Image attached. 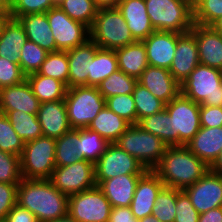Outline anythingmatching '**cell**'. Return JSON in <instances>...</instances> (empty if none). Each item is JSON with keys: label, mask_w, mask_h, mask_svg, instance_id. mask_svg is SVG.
Listing matches in <instances>:
<instances>
[{"label": "cell", "mask_w": 222, "mask_h": 222, "mask_svg": "<svg viewBox=\"0 0 222 222\" xmlns=\"http://www.w3.org/2000/svg\"><path fill=\"white\" fill-rule=\"evenodd\" d=\"M137 82L165 104H168L181 93V85L166 68L148 66L141 73Z\"/></svg>", "instance_id": "17"}, {"label": "cell", "mask_w": 222, "mask_h": 222, "mask_svg": "<svg viewBox=\"0 0 222 222\" xmlns=\"http://www.w3.org/2000/svg\"><path fill=\"white\" fill-rule=\"evenodd\" d=\"M27 40V35L20 22L10 18L0 36V57L19 64L21 48Z\"/></svg>", "instance_id": "27"}, {"label": "cell", "mask_w": 222, "mask_h": 222, "mask_svg": "<svg viewBox=\"0 0 222 222\" xmlns=\"http://www.w3.org/2000/svg\"><path fill=\"white\" fill-rule=\"evenodd\" d=\"M177 189L164 186L156 197L152 215L160 222H174Z\"/></svg>", "instance_id": "40"}, {"label": "cell", "mask_w": 222, "mask_h": 222, "mask_svg": "<svg viewBox=\"0 0 222 222\" xmlns=\"http://www.w3.org/2000/svg\"><path fill=\"white\" fill-rule=\"evenodd\" d=\"M153 28L157 31L187 33L192 29L193 3L190 0H144Z\"/></svg>", "instance_id": "3"}, {"label": "cell", "mask_w": 222, "mask_h": 222, "mask_svg": "<svg viewBox=\"0 0 222 222\" xmlns=\"http://www.w3.org/2000/svg\"><path fill=\"white\" fill-rule=\"evenodd\" d=\"M115 52L119 70L136 79L149 66L146 49L142 41H136L123 48L116 49Z\"/></svg>", "instance_id": "28"}, {"label": "cell", "mask_w": 222, "mask_h": 222, "mask_svg": "<svg viewBox=\"0 0 222 222\" xmlns=\"http://www.w3.org/2000/svg\"><path fill=\"white\" fill-rule=\"evenodd\" d=\"M180 85L181 94L195 103L222 107V70L198 64Z\"/></svg>", "instance_id": "5"}, {"label": "cell", "mask_w": 222, "mask_h": 222, "mask_svg": "<svg viewBox=\"0 0 222 222\" xmlns=\"http://www.w3.org/2000/svg\"><path fill=\"white\" fill-rule=\"evenodd\" d=\"M165 109L172 120L174 146H185L201 127L200 104L180 93Z\"/></svg>", "instance_id": "9"}, {"label": "cell", "mask_w": 222, "mask_h": 222, "mask_svg": "<svg viewBox=\"0 0 222 222\" xmlns=\"http://www.w3.org/2000/svg\"><path fill=\"white\" fill-rule=\"evenodd\" d=\"M139 222H160V221L153 215H150L140 219Z\"/></svg>", "instance_id": "60"}, {"label": "cell", "mask_w": 222, "mask_h": 222, "mask_svg": "<svg viewBox=\"0 0 222 222\" xmlns=\"http://www.w3.org/2000/svg\"><path fill=\"white\" fill-rule=\"evenodd\" d=\"M174 222H198L199 212L194 208L188 195L177 189V201Z\"/></svg>", "instance_id": "48"}, {"label": "cell", "mask_w": 222, "mask_h": 222, "mask_svg": "<svg viewBox=\"0 0 222 222\" xmlns=\"http://www.w3.org/2000/svg\"><path fill=\"white\" fill-rule=\"evenodd\" d=\"M89 39L99 48L116 50L136 42L118 8L98 9L89 28Z\"/></svg>", "instance_id": "4"}, {"label": "cell", "mask_w": 222, "mask_h": 222, "mask_svg": "<svg viewBox=\"0 0 222 222\" xmlns=\"http://www.w3.org/2000/svg\"><path fill=\"white\" fill-rule=\"evenodd\" d=\"M77 129H71L56 139L55 164L69 166L81 160L77 149Z\"/></svg>", "instance_id": "35"}, {"label": "cell", "mask_w": 222, "mask_h": 222, "mask_svg": "<svg viewBox=\"0 0 222 222\" xmlns=\"http://www.w3.org/2000/svg\"><path fill=\"white\" fill-rule=\"evenodd\" d=\"M6 219L8 222H39L33 213L17 203L8 212Z\"/></svg>", "instance_id": "51"}, {"label": "cell", "mask_w": 222, "mask_h": 222, "mask_svg": "<svg viewBox=\"0 0 222 222\" xmlns=\"http://www.w3.org/2000/svg\"><path fill=\"white\" fill-rule=\"evenodd\" d=\"M17 204L33 213L39 222H47L68 213L69 196L49 179L22 178L17 187Z\"/></svg>", "instance_id": "1"}, {"label": "cell", "mask_w": 222, "mask_h": 222, "mask_svg": "<svg viewBox=\"0 0 222 222\" xmlns=\"http://www.w3.org/2000/svg\"><path fill=\"white\" fill-rule=\"evenodd\" d=\"M212 27H213L216 31L222 33V17L219 18V19L212 25Z\"/></svg>", "instance_id": "59"}, {"label": "cell", "mask_w": 222, "mask_h": 222, "mask_svg": "<svg viewBox=\"0 0 222 222\" xmlns=\"http://www.w3.org/2000/svg\"><path fill=\"white\" fill-rule=\"evenodd\" d=\"M47 222H77V221L67 213L65 216Z\"/></svg>", "instance_id": "58"}, {"label": "cell", "mask_w": 222, "mask_h": 222, "mask_svg": "<svg viewBox=\"0 0 222 222\" xmlns=\"http://www.w3.org/2000/svg\"><path fill=\"white\" fill-rule=\"evenodd\" d=\"M222 17V0H195L193 2L194 24L212 26Z\"/></svg>", "instance_id": "42"}, {"label": "cell", "mask_w": 222, "mask_h": 222, "mask_svg": "<svg viewBox=\"0 0 222 222\" xmlns=\"http://www.w3.org/2000/svg\"><path fill=\"white\" fill-rule=\"evenodd\" d=\"M198 222H222V207L200 214Z\"/></svg>", "instance_id": "53"}, {"label": "cell", "mask_w": 222, "mask_h": 222, "mask_svg": "<svg viewBox=\"0 0 222 222\" xmlns=\"http://www.w3.org/2000/svg\"><path fill=\"white\" fill-rule=\"evenodd\" d=\"M38 73L58 79L68 87L69 63L67 52L59 50L48 53Z\"/></svg>", "instance_id": "39"}, {"label": "cell", "mask_w": 222, "mask_h": 222, "mask_svg": "<svg viewBox=\"0 0 222 222\" xmlns=\"http://www.w3.org/2000/svg\"><path fill=\"white\" fill-rule=\"evenodd\" d=\"M106 106L130 124H137V112L132 94H120L106 99Z\"/></svg>", "instance_id": "44"}, {"label": "cell", "mask_w": 222, "mask_h": 222, "mask_svg": "<svg viewBox=\"0 0 222 222\" xmlns=\"http://www.w3.org/2000/svg\"><path fill=\"white\" fill-rule=\"evenodd\" d=\"M131 124L105 106L87 127L109 143H115Z\"/></svg>", "instance_id": "29"}, {"label": "cell", "mask_w": 222, "mask_h": 222, "mask_svg": "<svg viewBox=\"0 0 222 222\" xmlns=\"http://www.w3.org/2000/svg\"><path fill=\"white\" fill-rule=\"evenodd\" d=\"M144 174H125L102 181L98 187L112 207H130L138 180Z\"/></svg>", "instance_id": "25"}, {"label": "cell", "mask_w": 222, "mask_h": 222, "mask_svg": "<svg viewBox=\"0 0 222 222\" xmlns=\"http://www.w3.org/2000/svg\"><path fill=\"white\" fill-rule=\"evenodd\" d=\"M49 52L27 40L21 48L19 65L26 76L37 73Z\"/></svg>", "instance_id": "41"}, {"label": "cell", "mask_w": 222, "mask_h": 222, "mask_svg": "<svg viewBox=\"0 0 222 222\" xmlns=\"http://www.w3.org/2000/svg\"><path fill=\"white\" fill-rule=\"evenodd\" d=\"M98 9L101 8H117L120 0H94Z\"/></svg>", "instance_id": "54"}, {"label": "cell", "mask_w": 222, "mask_h": 222, "mask_svg": "<svg viewBox=\"0 0 222 222\" xmlns=\"http://www.w3.org/2000/svg\"><path fill=\"white\" fill-rule=\"evenodd\" d=\"M23 26L27 39L33 41L47 52H56L53 37L46 13L27 14L17 18Z\"/></svg>", "instance_id": "26"}, {"label": "cell", "mask_w": 222, "mask_h": 222, "mask_svg": "<svg viewBox=\"0 0 222 222\" xmlns=\"http://www.w3.org/2000/svg\"><path fill=\"white\" fill-rule=\"evenodd\" d=\"M40 104L27 80L18 85L0 88V112L3 114L19 110L37 115Z\"/></svg>", "instance_id": "20"}, {"label": "cell", "mask_w": 222, "mask_h": 222, "mask_svg": "<svg viewBox=\"0 0 222 222\" xmlns=\"http://www.w3.org/2000/svg\"><path fill=\"white\" fill-rule=\"evenodd\" d=\"M17 187L18 184L0 183V219H6L17 203Z\"/></svg>", "instance_id": "49"}, {"label": "cell", "mask_w": 222, "mask_h": 222, "mask_svg": "<svg viewBox=\"0 0 222 222\" xmlns=\"http://www.w3.org/2000/svg\"><path fill=\"white\" fill-rule=\"evenodd\" d=\"M26 80L40 103L63 100L68 90L65 83L38 72L26 76Z\"/></svg>", "instance_id": "30"}, {"label": "cell", "mask_w": 222, "mask_h": 222, "mask_svg": "<svg viewBox=\"0 0 222 222\" xmlns=\"http://www.w3.org/2000/svg\"><path fill=\"white\" fill-rule=\"evenodd\" d=\"M185 146L211 167L222 151V127H200Z\"/></svg>", "instance_id": "23"}, {"label": "cell", "mask_w": 222, "mask_h": 222, "mask_svg": "<svg viewBox=\"0 0 222 222\" xmlns=\"http://www.w3.org/2000/svg\"><path fill=\"white\" fill-rule=\"evenodd\" d=\"M11 18L10 13H1L0 12V36L2 34L3 28L6 22Z\"/></svg>", "instance_id": "57"}, {"label": "cell", "mask_w": 222, "mask_h": 222, "mask_svg": "<svg viewBox=\"0 0 222 222\" xmlns=\"http://www.w3.org/2000/svg\"><path fill=\"white\" fill-rule=\"evenodd\" d=\"M117 70L119 68L115 50L99 48L94 57L90 59L88 86L97 87Z\"/></svg>", "instance_id": "31"}, {"label": "cell", "mask_w": 222, "mask_h": 222, "mask_svg": "<svg viewBox=\"0 0 222 222\" xmlns=\"http://www.w3.org/2000/svg\"><path fill=\"white\" fill-rule=\"evenodd\" d=\"M98 49V45L88 39L84 44L66 50L69 63L68 88L88 86L90 59Z\"/></svg>", "instance_id": "21"}, {"label": "cell", "mask_w": 222, "mask_h": 222, "mask_svg": "<svg viewBox=\"0 0 222 222\" xmlns=\"http://www.w3.org/2000/svg\"><path fill=\"white\" fill-rule=\"evenodd\" d=\"M56 139L40 136L24 144L20 156L21 176L24 179H50L55 164Z\"/></svg>", "instance_id": "8"}, {"label": "cell", "mask_w": 222, "mask_h": 222, "mask_svg": "<svg viewBox=\"0 0 222 222\" xmlns=\"http://www.w3.org/2000/svg\"><path fill=\"white\" fill-rule=\"evenodd\" d=\"M178 33L155 30L144 43L149 66L169 69L172 65Z\"/></svg>", "instance_id": "16"}, {"label": "cell", "mask_w": 222, "mask_h": 222, "mask_svg": "<svg viewBox=\"0 0 222 222\" xmlns=\"http://www.w3.org/2000/svg\"><path fill=\"white\" fill-rule=\"evenodd\" d=\"M190 31L195 35L200 64L222 70V33L197 24Z\"/></svg>", "instance_id": "18"}, {"label": "cell", "mask_w": 222, "mask_h": 222, "mask_svg": "<svg viewBox=\"0 0 222 222\" xmlns=\"http://www.w3.org/2000/svg\"><path fill=\"white\" fill-rule=\"evenodd\" d=\"M54 3L57 5L59 2H61L62 0H53Z\"/></svg>", "instance_id": "61"}, {"label": "cell", "mask_w": 222, "mask_h": 222, "mask_svg": "<svg viewBox=\"0 0 222 222\" xmlns=\"http://www.w3.org/2000/svg\"><path fill=\"white\" fill-rule=\"evenodd\" d=\"M37 118L43 135L50 138L57 139L72 129L64 99L41 103Z\"/></svg>", "instance_id": "22"}, {"label": "cell", "mask_w": 222, "mask_h": 222, "mask_svg": "<svg viewBox=\"0 0 222 222\" xmlns=\"http://www.w3.org/2000/svg\"><path fill=\"white\" fill-rule=\"evenodd\" d=\"M49 180L67 196L91 189L96 186L94 163L81 159L69 166H56Z\"/></svg>", "instance_id": "12"}, {"label": "cell", "mask_w": 222, "mask_h": 222, "mask_svg": "<svg viewBox=\"0 0 222 222\" xmlns=\"http://www.w3.org/2000/svg\"><path fill=\"white\" fill-rule=\"evenodd\" d=\"M164 183L152 171L148 170L139 180L134 192L130 209L136 219L152 215L156 197Z\"/></svg>", "instance_id": "19"}, {"label": "cell", "mask_w": 222, "mask_h": 222, "mask_svg": "<svg viewBox=\"0 0 222 222\" xmlns=\"http://www.w3.org/2000/svg\"><path fill=\"white\" fill-rule=\"evenodd\" d=\"M55 38L56 51H66L84 44L89 39V28L81 22L72 20L58 6L46 12Z\"/></svg>", "instance_id": "13"}, {"label": "cell", "mask_w": 222, "mask_h": 222, "mask_svg": "<svg viewBox=\"0 0 222 222\" xmlns=\"http://www.w3.org/2000/svg\"><path fill=\"white\" fill-rule=\"evenodd\" d=\"M132 96L137 112V123L142 118L158 113L165 108L163 101L156 98L147 88L138 82L134 86Z\"/></svg>", "instance_id": "38"}, {"label": "cell", "mask_w": 222, "mask_h": 222, "mask_svg": "<svg viewBox=\"0 0 222 222\" xmlns=\"http://www.w3.org/2000/svg\"><path fill=\"white\" fill-rule=\"evenodd\" d=\"M183 191L199 214L222 207V175L210 169L197 182Z\"/></svg>", "instance_id": "14"}, {"label": "cell", "mask_w": 222, "mask_h": 222, "mask_svg": "<svg viewBox=\"0 0 222 222\" xmlns=\"http://www.w3.org/2000/svg\"><path fill=\"white\" fill-rule=\"evenodd\" d=\"M109 144L106 139L95 131L88 128L77 129L76 145L81 159L91 161L95 164Z\"/></svg>", "instance_id": "32"}, {"label": "cell", "mask_w": 222, "mask_h": 222, "mask_svg": "<svg viewBox=\"0 0 222 222\" xmlns=\"http://www.w3.org/2000/svg\"><path fill=\"white\" fill-rule=\"evenodd\" d=\"M115 143L146 170H153L158 165L168 147L158 136L144 131L138 124H131Z\"/></svg>", "instance_id": "6"}, {"label": "cell", "mask_w": 222, "mask_h": 222, "mask_svg": "<svg viewBox=\"0 0 222 222\" xmlns=\"http://www.w3.org/2000/svg\"><path fill=\"white\" fill-rule=\"evenodd\" d=\"M209 169L186 146H168L152 171L166 187L183 190L197 182Z\"/></svg>", "instance_id": "2"}, {"label": "cell", "mask_w": 222, "mask_h": 222, "mask_svg": "<svg viewBox=\"0 0 222 222\" xmlns=\"http://www.w3.org/2000/svg\"><path fill=\"white\" fill-rule=\"evenodd\" d=\"M95 183L125 174H145L148 170L132 155L116 143H110L99 160L94 164Z\"/></svg>", "instance_id": "11"}, {"label": "cell", "mask_w": 222, "mask_h": 222, "mask_svg": "<svg viewBox=\"0 0 222 222\" xmlns=\"http://www.w3.org/2000/svg\"><path fill=\"white\" fill-rule=\"evenodd\" d=\"M201 127H222V107L200 105Z\"/></svg>", "instance_id": "50"}, {"label": "cell", "mask_w": 222, "mask_h": 222, "mask_svg": "<svg viewBox=\"0 0 222 222\" xmlns=\"http://www.w3.org/2000/svg\"><path fill=\"white\" fill-rule=\"evenodd\" d=\"M0 222H8L7 219H0Z\"/></svg>", "instance_id": "62"}, {"label": "cell", "mask_w": 222, "mask_h": 222, "mask_svg": "<svg viewBox=\"0 0 222 222\" xmlns=\"http://www.w3.org/2000/svg\"><path fill=\"white\" fill-rule=\"evenodd\" d=\"M136 83L137 79L135 77L117 70L102 81L97 88L102 96L107 99L115 95L132 94Z\"/></svg>", "instance_id": "37"}, {"label": "cell", "mask_w": 222, "mask_h": 222, "mask_svg": "<svg viewBox=\"0 0 222 222\" xmlns=\"http://www.w3.org/2000/svg\"><path fill=\"white\" fill-rule=\"evenodd\" d=\"M11 2L9 0H0V12L1 13H10Z\"/></svg>", "instance_id": "56"}, {"label": "cell", "mask_w": 222, "mask_h": 222, "mask_svg": "<svg viewBox=\"0 0 222 222\" xmlns=\"http://www.w3.org/2000/svg\"><path fill=\"white\" fill-rule=\"evenodd\" d=\"M20 157L0 150V183L19 184Z\"/></svg>", "instance_id": "45"}, {"label": "cell", "mask_w": 222, "mask_h": 222, "mask_svg": "<svg viewBox=\"0 0 222 222\" xmlns=\"http://www.w3.org/2000/svg\"><path fill=\"white\" fill-rule=\"evenodd\" d=\"M26 80V75L18 63L0 57V88L18 85Z\"/></svg>", "instance_id": "47"}, {"label": "cell", "mask_w": 222, "mask_h": 222, "mask_svg": "<svg viewBox=\"0 0 222 222\" xmlns=\"http://www.w3.org/2000/svg\"><path fill=\"white\" fill-rule=\"evenodd\" d=\"M136 41H143L155 31L144 0H120L117 6Z\"/></svg>", "instance_id": "24"}, {"label": "cell", "mask_w": 222, "mask_h": 222, "mask_svg": "<svg viewBox=\"0 0 222 222\" xmlns=\"http://www.w3.org/2000/svg\"><path fill=\"white\" fill-rule=\"evenodd\" d=\"M64 100L72 129L87 128L106 106V99L97 87L92 86L68 88Z\"/></svg>", "instance_id": "7"}, {"label": "cell", "mask_w": 222, "mask_h": 222, "mask_svg": "<svg viewBox=\"0 0 222 222\" xmlns=\"http://www.w3.org/2000/svg\"><path fill=\"white\" fill-rule=\"evenodd\" d=\"M137 124L144 131L158 136L166 145L174 146L172 120L165 108L158 113L142 118Z\"/></svg>", "instance_id": "34"}, {"label": "cell", "mask_w": 222, "mask_h": 222, "mask_svg": "<svg viewBox=\"0 0 222 222\" xmlns=\"http://www.w3.org/2000/svg\"><path fill=\"white\" fill-rule=\"evenodd\" d=\"M108 222H139L130 207H112Z\"/></svg>", "instance_id": "52"}, {"label": "cell", "mask_w": 222, "mask_h": 222, "mask_svg": "<svg viewBox=\"0 0 222 222\" xmlns=\"http://www.w3.org/2000/svg\"><path fill=\"white\" fill-rule=\"evenodd\" d=\"M56 6L53 0H12L10 16L17 19L27 14L46 13Z\"/></svg>", "instance_id": "46"}, {"label": "cell", "mask_w": 222, "mask_h": 222, "mask_svg": "<svg viewBox=\"0 0 222 222\" xmlns=\"http://www.w3.org/2000/svg\"><path fill=\"white\" fill-rule=\"evenodd\" d=\"M200 64L195 35L189 31L178 33L174 59L169 71L174 79L181 84Z\"/></svg>", "instance_id": "15"}, {"label": "cell", "mask_w": 222, "mask_h": 222, "mask_svg": "<svg viewBox=\"0 0 222 222\" xmlns=\"http://www.w3.org/2000/svg\"><path fill=\"white\" fill-rule=\"evenodd\" d=\"M111 209L98 186L69 196L68 214L77 222H108Z\"/></svg>", "instance_id": "10"}, {"label": "cell", "mask_w": 222, "mask_h": 222, "mask_svg": "<svg viewBox=\"0 0 222 222\" xmlns=\"http://www.w3.org/2000/svg\"><path fill=\"white\" fill-rule=\"evenodd\" d=\"M210 170L213 171L214 173L222 175V151L220 152L216 161L210 167Z\"/></svg>", "instance_id": "55"}, {"label": "cell", "mask_w": 222, "mask_h": 222, "mask_svg": "<svg viewBox=\"0 0 222 222\" xmlns=\"http://www.w3.org/2000/svg\"><path fill=\"white\" fill-rule=\"evenodd\" d=\"M18 136L26 143L43 135L37 115L28 114L19 110L5 113Z\"/></svg>", "instance_id": "33"}, {"label": "cell", "mask_w": 222, "mask_h": 222, "mask_svg": "<svg viewBox=\"0 0 222 222\" xmlns=\"http://www.w3.org/2000/svg\"><path fill=\"white\" fill-rule=\"evenodd\" d=\"M24 144L6 115L0 112V150L20 157Z\"/></svg>", "instance_id": "43"}, {"label": "cell", "mask_w": 222, "mask_h": 222, "mask_svg": "<svg viewBox=\"0 0 222 222\" xmlns=\"http://www.w3.org/2000/svg\"><path fill=\"white\" fill-rule=\"evenodd\" d=\"M57 6L63 10L72 20L91 27L98 8L94 0H62Z\"/></svg>", "instance_id": "36"}]
</instances>
